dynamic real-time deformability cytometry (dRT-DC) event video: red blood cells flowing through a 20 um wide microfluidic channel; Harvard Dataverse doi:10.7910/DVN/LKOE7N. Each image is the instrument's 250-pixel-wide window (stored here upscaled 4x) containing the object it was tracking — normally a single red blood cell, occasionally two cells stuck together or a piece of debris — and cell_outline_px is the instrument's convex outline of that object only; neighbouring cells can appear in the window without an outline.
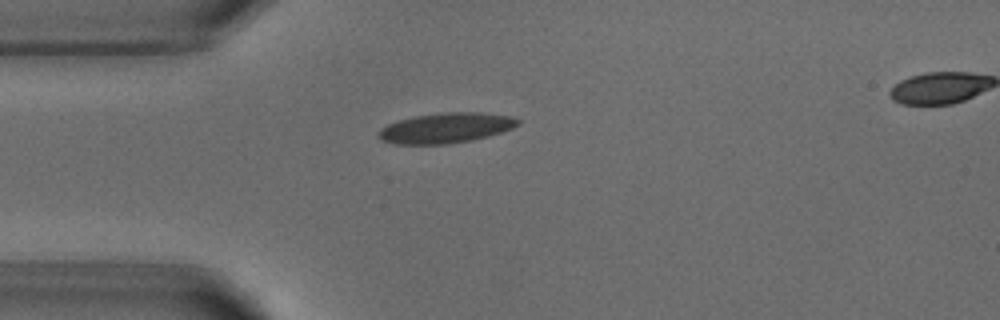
{"species": "common noctule bat (a hibernating species)", "species_latin": "Nyctalus noctula", "temperature_condition": "warm", "stored_images_in_passage": 2, "camera_frame_rate_fps": 3000, "um_per_image_px": 0.085, "animal": {"sex": "male", "body_mass_g": 18.8}, "frame": {"image": 1, "passage_image": 1, "time_ms": 0.0, "image_size_px": [1000, 320], "cell_outline_px": [[520, 124], [512, 128], [488, 136], [472, 140], [448, 144], [396, 144], [380, 140], [376, 136], [380, 128], [388, 124], [400, 120], [416, 116], [444, 112], [480, 112], [512, 116], [520, 120]], "centroid_in_image_um": [37.89, 10.88], "position_along_channel_um": 47.1, "area_um2": 24.57}}